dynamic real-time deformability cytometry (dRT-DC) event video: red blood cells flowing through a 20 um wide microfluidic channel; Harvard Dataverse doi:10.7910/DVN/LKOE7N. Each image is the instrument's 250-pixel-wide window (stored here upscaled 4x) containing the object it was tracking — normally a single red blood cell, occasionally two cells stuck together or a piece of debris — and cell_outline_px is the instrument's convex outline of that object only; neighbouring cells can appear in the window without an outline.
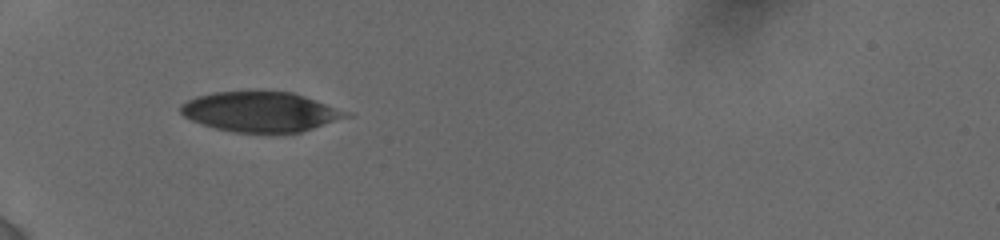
{"species": "human", "species_latin": "Homo sapiens", "temperature_condition": "cold", "stored_images_in_passage": 2, "camera_frame_rate_fps": 3000, "um_per_image_px": 0.085, "donor": {"sex": "female"}, "frame": {"image": 1, "passage_image": 1, "time_ms": 0.0, "image_size_px": [1000, 240], "cell_outline_px": [[356, 112], [352, 116], [300, 132], [232, 132], [216, 128], [192, 120], [184, 116], [180, 112], [180, 108], [188, 100], [196, 96], [212, 92], [292, 92]], "centroid_in_image_um": [22.25, 9.5], "position_along_channel_um": 62.8, "area_um2": 38.49}}